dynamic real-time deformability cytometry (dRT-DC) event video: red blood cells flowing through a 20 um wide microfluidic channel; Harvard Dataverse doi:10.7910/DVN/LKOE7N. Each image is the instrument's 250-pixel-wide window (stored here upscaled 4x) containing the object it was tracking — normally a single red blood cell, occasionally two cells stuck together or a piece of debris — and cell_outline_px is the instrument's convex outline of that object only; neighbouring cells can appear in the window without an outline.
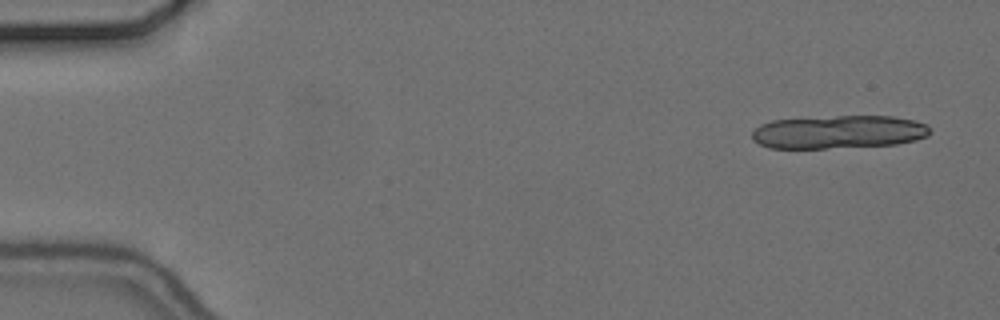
{"species": "common noctule bat (a hibernating species)", "species_latin": "Nyctalus noctula", "temperature_condition": "cold", "stored_images_in_passage": 15, "camera_frame_rate_fps": 3000, "um_per_image_px": 0.085, "animal": {"sex": "female", "body_mass_g": 24.6, "forearm_length_mm": 56.2}, "frame": {"image": 1, "passage_image": 1, "time_ms": 0.0, "image_size_px": [1000, 320], "cell_outline_px": [[932, 132], [928, 136], [916, 140], [896, 144], [824, 148], [768, 148], [752, 140], [752, 132], [760, 124], [772, 120], [836, 116], [892, 116], [912, 120], [928, 124]], "centroid_in_image_um": [71.29, 11.21], "position_along_channel_um": 13.7, "area_um2": 34.51}}